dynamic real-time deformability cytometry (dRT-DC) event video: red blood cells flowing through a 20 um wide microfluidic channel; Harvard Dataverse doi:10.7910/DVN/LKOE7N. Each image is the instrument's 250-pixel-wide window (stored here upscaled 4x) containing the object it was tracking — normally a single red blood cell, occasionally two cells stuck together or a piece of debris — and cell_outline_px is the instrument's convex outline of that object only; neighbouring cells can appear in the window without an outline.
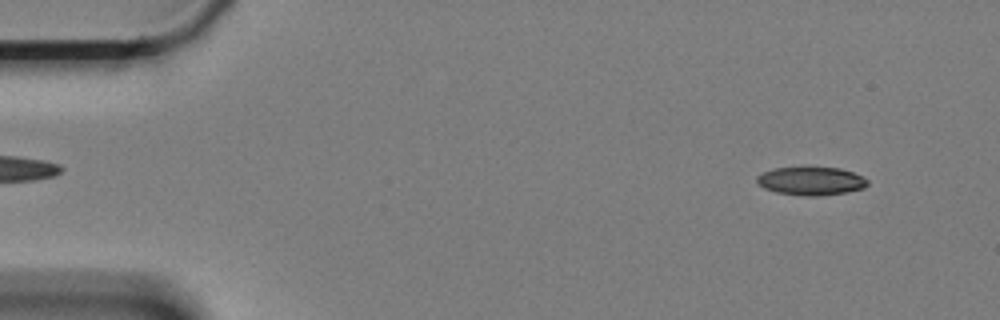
{"species": "Egyptian fruit bat (a non-hibernating species)", "species_latin": "Rousettus aegyptiacus", "temperature_condition": "cold", "stored_images_in_passage": 15, "camera_frame_rate_fps": 3000, "um_per_image_px": 0.085, "animal": {"sex": "female"}, "frame": {"image": 1, "passage_image": 5, "time_ms": 1.333, "image_size_px": [1000, 320], "cell_outline_px": [[868, 184], [864, 188], [848, 192], [820, 196], [804, 196], [776, 192], [764, 188], [756, 180], [756, 176], [764, 172], [776, 168], [804, 164], [840, 168], [852, 172], [868, 180]], "centroid_in_image_um": [68.93, 15.34], "position_along_channel_um": 16.1, "area_um2": 18.96}}